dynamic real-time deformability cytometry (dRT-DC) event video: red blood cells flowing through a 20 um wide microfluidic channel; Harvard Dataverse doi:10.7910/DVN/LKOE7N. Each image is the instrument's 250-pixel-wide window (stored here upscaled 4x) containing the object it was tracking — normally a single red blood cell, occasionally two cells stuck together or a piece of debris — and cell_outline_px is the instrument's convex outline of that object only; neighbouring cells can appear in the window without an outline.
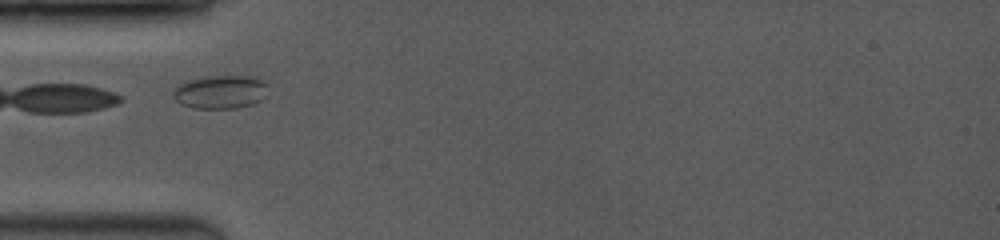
{"species": "common noctule bat (a hibernating species)", "species_latin": "Nyctalus noctula", "temperature_condition": "room temperature", "stored_images_in_passage": 5, "camera_frame_rate_fps": 3500, "um_per_image_px": 0.085, "animal": {"sex": "female", "body_mass_g": 19.0, "forearm_length_mm": 53.3}, "frame": {"image": 1, "passage_image": 1, "time_ms": 0.0, "image_size_px": [1000, 240], "cell_outline_px": [[268, 84], [264, 96], [260, 100], [252, 104], [236, 108], [196, 108], [180, 104], [172, 96], [172, 92], [180, 84], [188, 80], [208, 76], [252, 76], [264, 80]], "centroid_in_image_um": [18.74, 7.81], "position_along_channel_um": 66.3, "area_um2": 18.44}}
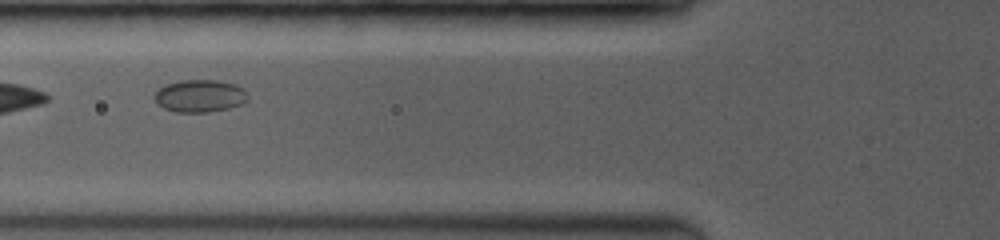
{"frame": {"image": 2, "passage_image": 3, "time_ms": 1.143, "image_size_px": [1000, 240], "cell_outline_px": [[248, 100], [240, 104], [228, 108], [208, 112], [176, 112], [164, 108], [152, 96], [164, 84], [180, 80], [216, 80], [236, 84], [244, 88], [248, 96]], "centroid_in_image_um": [17.0, 8.14], "position_along_channel_um": 108.8, "area_um2": 17.69}}
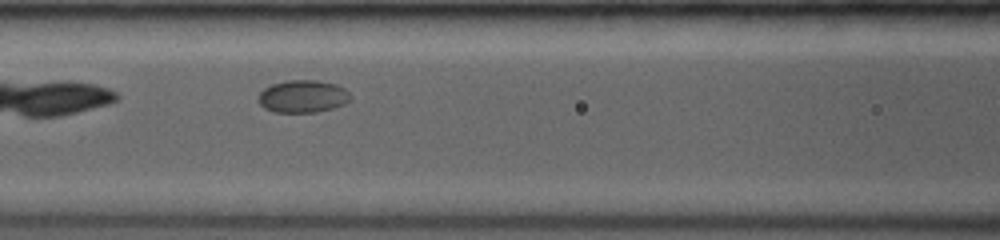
{"frame": {"image": 3, "passage_image": 5, "time_ms": 2.0, "image_size_px": [1000, 240], "cell_outline_px": [[352, 96], [344, 104], [332, 108], [316, 112], [276, 112], [264, 108], [256, 100], [260, 92], [264, 88], [272, 84], [288, 80], [316, 80], [336, 84], [344, 88]], "centroid_in_image_um": [25.72, 8.19], "position_along_channel_um": 140.9, "area_um2": 17.46}}